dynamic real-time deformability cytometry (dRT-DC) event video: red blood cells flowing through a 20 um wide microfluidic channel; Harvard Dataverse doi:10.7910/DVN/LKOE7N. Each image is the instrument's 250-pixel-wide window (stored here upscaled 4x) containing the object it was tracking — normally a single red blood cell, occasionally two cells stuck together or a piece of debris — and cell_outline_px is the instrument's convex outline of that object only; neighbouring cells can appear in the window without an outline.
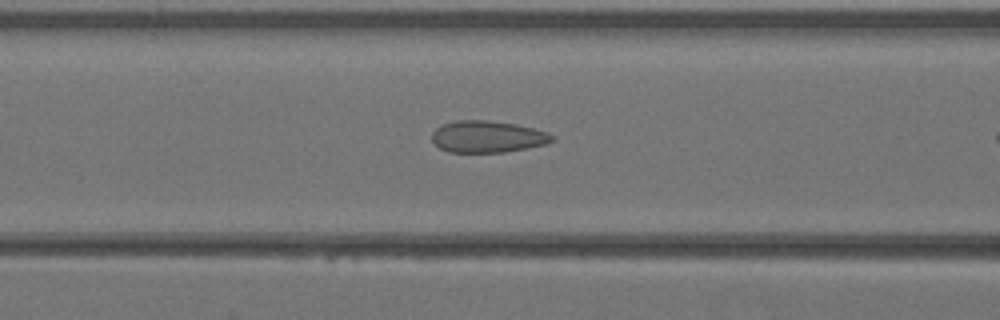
{"species": "Egyptian fruit bat (a non-hibernating species)", "species_latin": "Rousettus aegyptiacus", "temperature_condition": "warm", "stored_images_in_passage": 8, "camera_frame_rate_fps": 3000, "um_per_image_px": 0.085, "animal": {"sex": "female"}, "frame": {"image": 1, "passage_image": 7, "time_ms": 2.0, "image_size_px": [1000, 320], "cell_outline_px": [[556, 140], [544, 144], [504, 152], [448, 152], [440, 148], [432, 140], [432, 132], [440, 124], [456, 120], [488, 120], [512, 124], [532, 128], [548, 132], [556, 136]], "centroid_in_image_um": [41.42, 11.61], "position_along_channel_um": 125.2, "area_um2": 22.2}}